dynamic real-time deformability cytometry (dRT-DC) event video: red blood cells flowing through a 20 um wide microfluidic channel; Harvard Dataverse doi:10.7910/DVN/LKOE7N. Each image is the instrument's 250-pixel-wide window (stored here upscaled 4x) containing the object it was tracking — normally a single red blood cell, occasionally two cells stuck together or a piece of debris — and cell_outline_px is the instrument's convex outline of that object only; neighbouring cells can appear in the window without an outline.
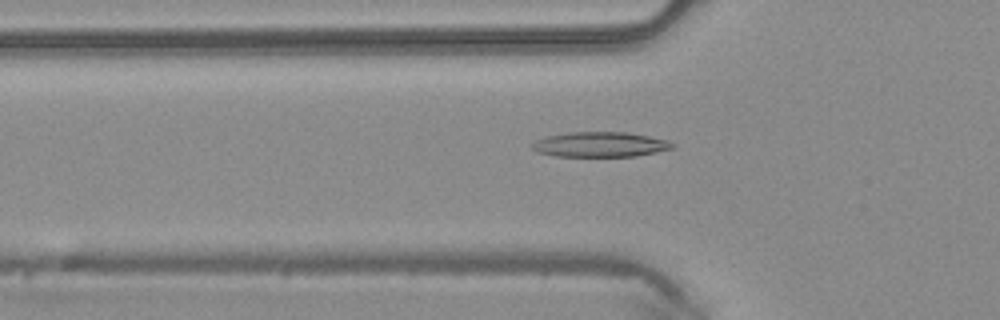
{"species": "common noctule bat (a hibernating species)", "species_latin": "Nyctalus noctula", "temperature_condition": "warm", "stored_images_in_passage": 35, "camera_frame_rate_fps": 3000, "um_per_image_px": 0.085, "animal": {"sex": "male", "body_mass_g": 20.4}, "frame": {"image": 1, "passage_image": 4, "time_ms": 1.0, "image_size_px": [1000, 320], "cell_outline_px": [[676, 148], [636, 156], [556, 156], [536, 152], [532, 148], [532, 144], [536, 140], [548, 136], [572, 132], [628, 132], [668, 140], [676, 144]], "centroid_in_image_um": [51.06, 12.28], "position_along_channel_um": 74.7, "area_um2": 20.46}}
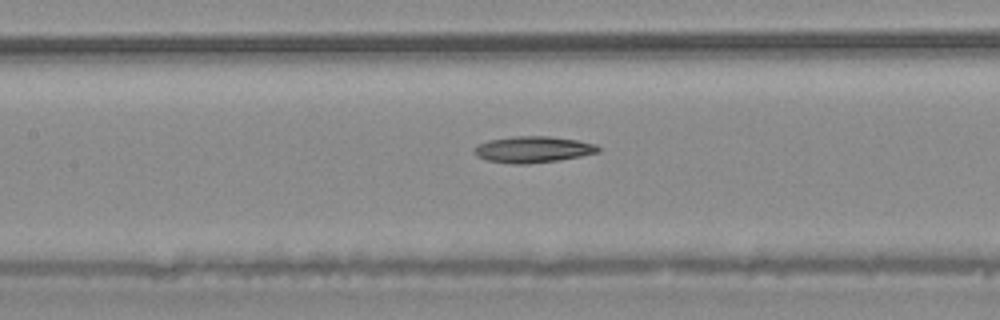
{"frame": {"image": 2, "passage_image": 10, "time_ms": 3.0, "image_size_px": [1000, 320], "cell_outline_px": [[600, 152], [560, 160], [528, 164], [512, 164], [484, 160], [476, 156], [472, 152], [472, 148], [488, 140], [512, 136], [548, 136], [576, 140], [596, 144], [600, 148]], "centroid_in_image_um": [45.26, 12.71], "position_along_channel_um": 162.1, "area_um2": 19.25}}
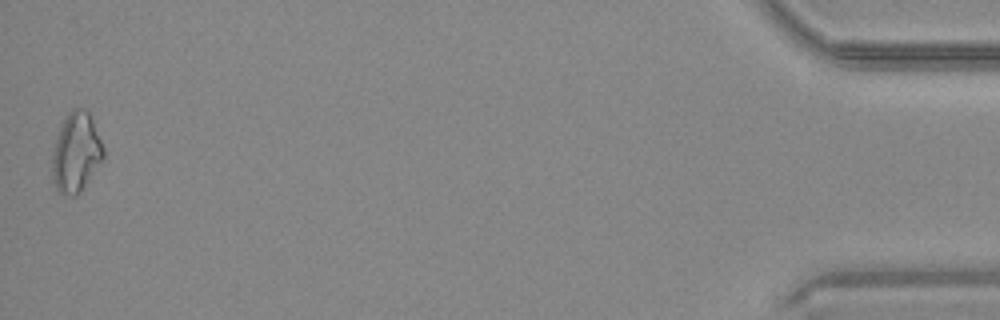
{"frame": {"image": 3, "passage_image": 35, "time_ms": 11.333, "image_size_px": [1000, 320], "cell_outline_px": [[104, 156], [80, 192], [76, 196], [68, 196], [60, 192], [56, 188], [52, 180], [52, 152], [56, 136], [68, 112], [72, 108], [88, 108], [104, 148]], "centroid_in_image_um": [6.45, 12.93], "position_along_channel_um": 428.7, "area_um2": 23.76}}